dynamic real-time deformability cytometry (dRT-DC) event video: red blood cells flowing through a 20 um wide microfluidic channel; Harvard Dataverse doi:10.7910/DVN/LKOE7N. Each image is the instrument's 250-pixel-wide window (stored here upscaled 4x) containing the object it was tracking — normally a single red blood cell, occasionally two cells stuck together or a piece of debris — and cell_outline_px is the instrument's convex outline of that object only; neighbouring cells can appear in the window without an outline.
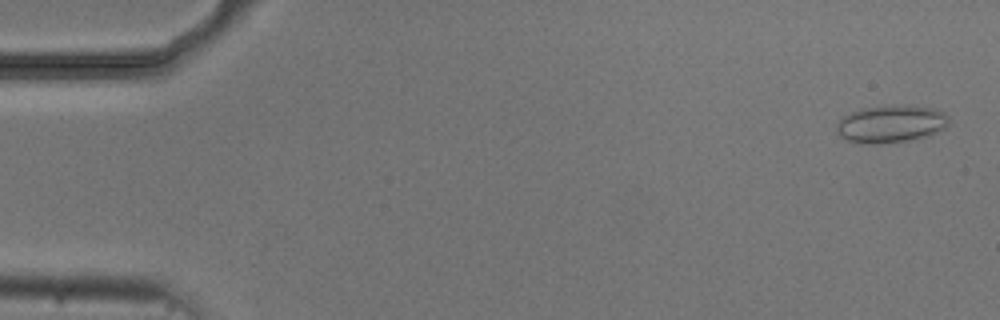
{"species": "common noctule bat (a hibernating species)", "species_latin": "Nyctalus noctula", "temperature_condition": "cold", "stored_images_in_passage": 6, "camera_frame_rate_fps": 3000, "um_per_image_px": 0.085, "animal": {"sex": "male", "body_mass_g": 20.5, "forearm_length_mm": 52.5}, "frame": {"image": 1, "passage_image": 1, "time_ms": 0.0, "image_size_px": [1000, 320], "cell_outline_px": [[948, 124], [944, 128], [928, 136], [908, 140], [872, 144], [860, 144], [848, 140], [840, 136], [836, 132], [836, 124], [840, 116], [860, 108], [884, 104], [904, 104], [932, 108], [944, 112], [948, 116]], "centroid_in_image_um": [75.67, 10.5], "position_along_channel_um": 9.3, "area_um2": 25.09}}